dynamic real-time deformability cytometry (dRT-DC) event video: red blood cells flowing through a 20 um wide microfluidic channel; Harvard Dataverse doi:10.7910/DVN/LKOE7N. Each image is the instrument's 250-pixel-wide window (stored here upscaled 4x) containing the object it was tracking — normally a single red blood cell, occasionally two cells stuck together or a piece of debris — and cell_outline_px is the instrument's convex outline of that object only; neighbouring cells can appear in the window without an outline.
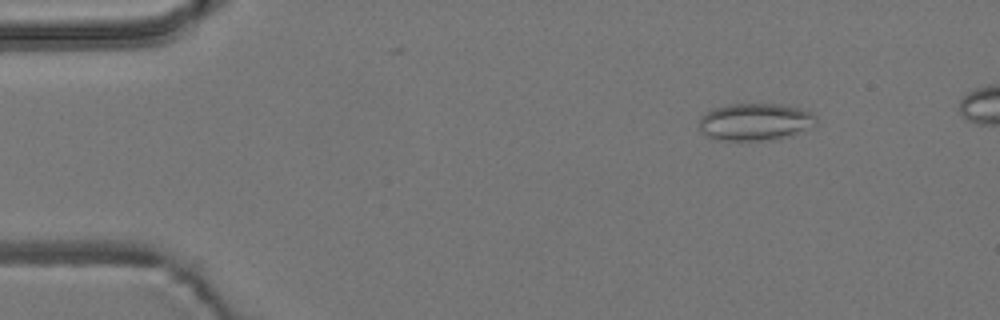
{"species": "common noctule bat (a hibernating species)", "species_latin": "Nyctalus noctula", "temperature_condition": "room temperature", "stored_images_in_passage": 52, "camera_frame_rate_fps": 3000, "um_per_image_px": 0.085, "animal": {"sex": "male", "body_mass_g": 19.2, "forearm_length_mm": 51.8}, "frame": {"image": 1, "passage_image": 7, "time_ms": 2.0, "image_size_px": [1000, 320], "cell_outline_px": [[816, 124], [792, 136], [772, 140], [720, 140], [708, 136], [700, 128], [700, 116], [712, 108], [728, 104], [780, 104], [812, 112], [816, 116]], "centroid_in_image_um": [64.2, 10.36], "position_along_channel_um": 20.8, "area_um2": 25.37}}
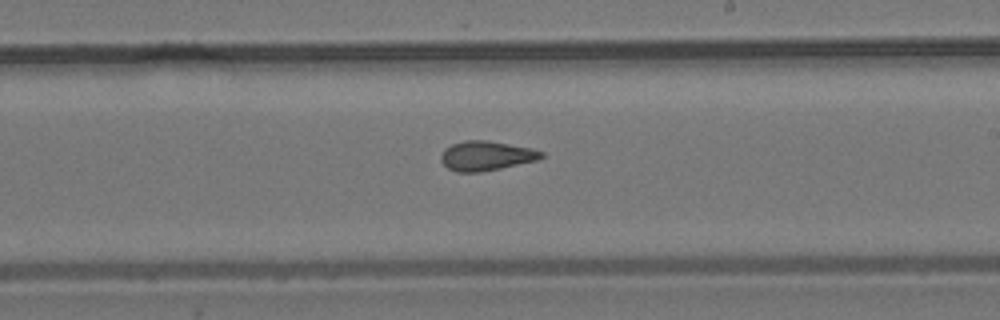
{"frame": {"image": 2, "passage_image": 32, "time_ms": 10.333, "image_size_px": [1000, 320], "cell_outline_px": [[544, 156], [536, 160], [500, 168], [480, 172], [456, 172], [448, 168], [440, 160], [440, 156], [444, 148], [452, 144], [464, 140], [488, 140], [532, 148], [544, 152]], "centroid_in_image_um": [41.3, 13.23], "position_along_channel_um": 247.7, "area_um2": 17.28}}
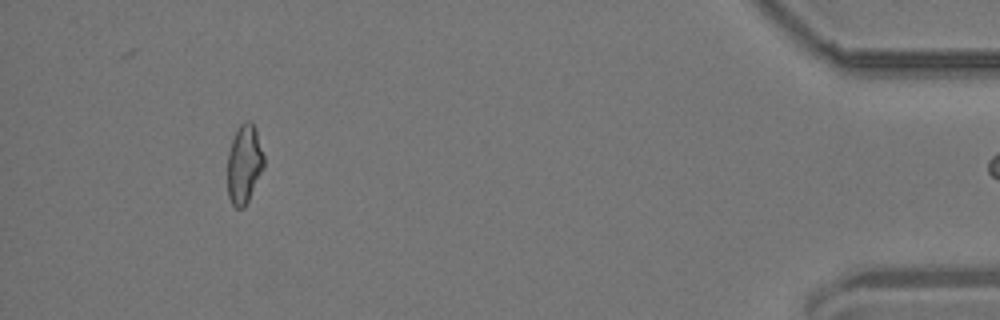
{"frame": {"image": 3, "passage_image": 51, "time_ms": 16.667, "image_size_px": [1000, 320], "cell_outline_px": [[264, 168], [244, 208], [236, 208], [232, 204], [228, 196], [228, 152], [236, 128], [244, 120], [252, 120], [256, 128], [264, 156]], "centroid_in_image_um": [20.76, 13.9], "position_along_channel_um": 414.4, "area_um2": 16.94}}